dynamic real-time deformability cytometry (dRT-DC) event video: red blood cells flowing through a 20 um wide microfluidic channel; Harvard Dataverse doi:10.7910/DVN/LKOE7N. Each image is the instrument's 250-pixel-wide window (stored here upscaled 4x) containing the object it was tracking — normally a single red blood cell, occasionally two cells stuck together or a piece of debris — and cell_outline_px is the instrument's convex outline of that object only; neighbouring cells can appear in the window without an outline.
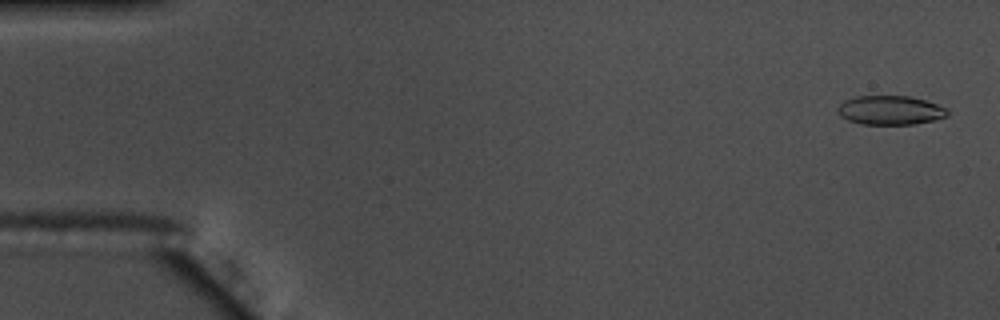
{"species": "common noctule bat (a hibernating species)", "species_latin": "Nyctalus noctula", "temperature_condition": "warm", "stored_images_in_passage": 56, "camera_frame_rate_fps": 3000, "um_per_image_px": 0.085, "animal": {"sex": "male", "body_mass_g": 17.5, "forearm_length_mm": 52.3}, "frame": {"image": 1, "passage_image": 2, "time_ms": 0.333, "image_size_px": [1000, 320], "cell_outline_px": [[948, 116], [932, 120], [912, 124], [860, 124], [848, 120], [840, 116], [836, 108], [844, 100], [856, 96], [908, 96], [924, 100], [948, 108]], "centroid_in_image_um": [75.64, 9.36], "position_along_channel_um": 9.4, "area_um2": 18.55}}
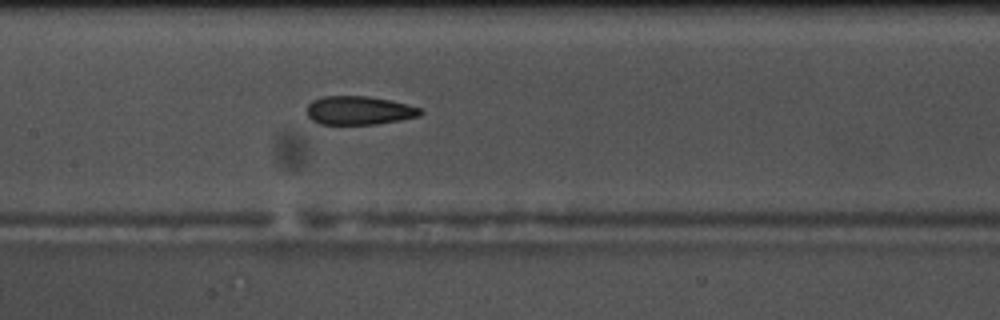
{"frame": {"image": 2, "passage_image": 27, "time_ms": 8.667, "image_size_px": [1000, 320], "cell_outline_px": [[424, 112], [420, 116], [400, 120], [376, 124], [320, 124], [312, 120], [308, 116], [308, 104], [312, 100], [324, 96], [364, 96], [392, 100], [408, 104], [420, 108]], "centroid_in_image_um": [30.55, 9.38], "position_along_channel_um": 176.9, "area_um2": 18.96}}
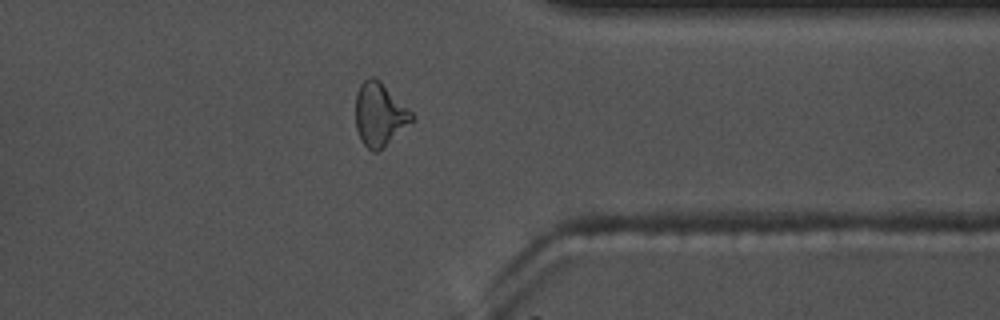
{"frame": {"image": 3, "passage_image": 44, "time_ms": 14.333, "image_size_px": [1000, 320], "cell_outline_px": [[416, 116], [412, 120], [376, 152], [372, 152], [360, 140], [356, 128], [356, 92], [360, 84], [368, 76], [372, 76], [380, 80]], "centroid_in_image_um": [32.22, 9.68], "position_along_channel_um": 379.2, "area_um2": 20.35}, "authors_computed_cell_mechanics": {"area_um2": 19.7098, "velocity_mm_per_s": 3.6966, "shape_relaxation_time_tau1_ms": null, "shape_relaxation_time_tau2_ms": 2.8096, "deformation_change_tau1": null, "deformation_change_tau2": 0.1007}}